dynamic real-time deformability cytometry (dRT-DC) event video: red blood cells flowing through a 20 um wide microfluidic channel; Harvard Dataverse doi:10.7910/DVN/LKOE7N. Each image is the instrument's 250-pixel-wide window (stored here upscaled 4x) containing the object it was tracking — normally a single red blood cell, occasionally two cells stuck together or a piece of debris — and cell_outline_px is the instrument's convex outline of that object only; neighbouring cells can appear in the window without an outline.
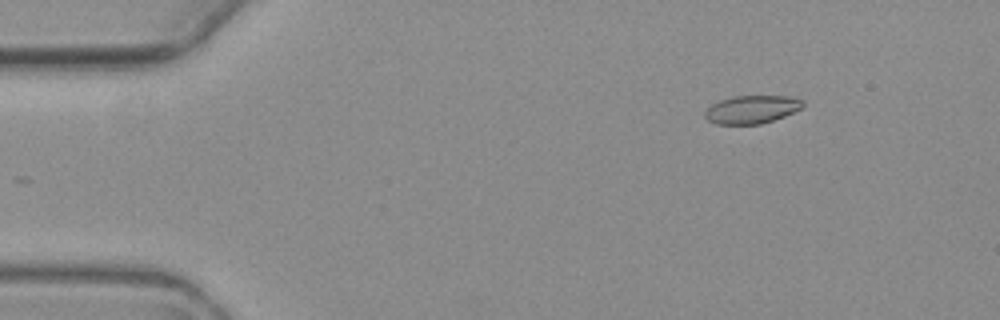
{"species": "common noctule bat (a hibernating species)", "species_latin": "Nyctalus noctula", "temperature_condition": "warm", "stored_images_in_passage": 4, "camera_frame_rate_fps": 3000, "um_per_image_px": 0.085, "animal": {"sex": "female", "body_mass_g": 19.3, "forearm_length_mm": 54.1}, "frame": {"image": 1, "passage_image": 2, "time_ms": 1.333, "image_size_px": [1000, 320], "cell_outline_px": [[804, 104], [800, 108], [784, 116], [760, 124], [716, 124], [708, 120], [704, 116], [704, 112], [712, 104], [720, 100], [732, 96], [792, 96], [804, 100]], "centroid_in_image_um": [63.89, 9.29], "position_along_channel_um": 21.1, "area_um2": 15.95}}